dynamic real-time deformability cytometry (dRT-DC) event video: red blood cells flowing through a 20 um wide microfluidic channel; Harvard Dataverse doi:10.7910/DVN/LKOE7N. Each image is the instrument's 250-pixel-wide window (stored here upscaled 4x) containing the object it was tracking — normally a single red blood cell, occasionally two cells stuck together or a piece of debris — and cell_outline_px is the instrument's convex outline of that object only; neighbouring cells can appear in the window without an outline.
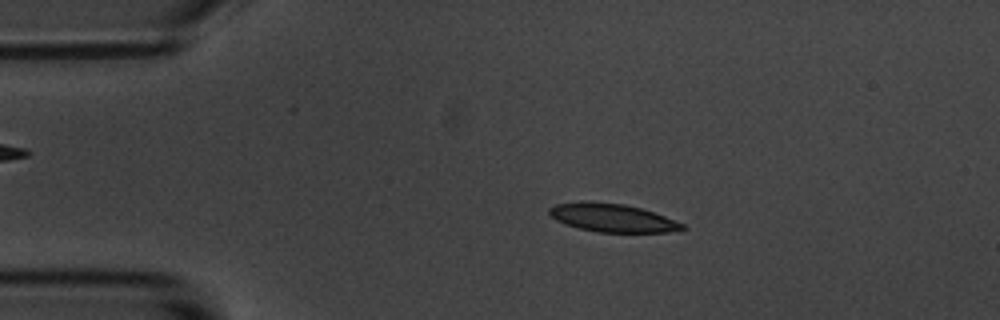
{"species": "common noctule bat (a hibernating species)", "species_latin": "Nyctalus noctula", "temperature_condition": "room temperature", "stored_images_in_passage": 8, "camera_frame_rate_fps": 3000, "um_per_image_px": 0.085, "animal": {"sex": "male", "body_mass_g": 20.1, "forearm_length_mm": 53.5}, "frame": {"image": 1, "passage_image": 2, "time_ms": 1.333, "image_size_px": [1000, 320], "cell_outline_px": [[688, 228], [668, 232], [596, 232], [564, 224], [556, 220], [548, 212], [548, 208], [556, 204], [624, 204], [640, 208], [664, 216], [684, 224]], "centroid_in_image_um": [52.11, 18.56], "position_along_channel_um": 32.9, "area_um2": 20.92}}
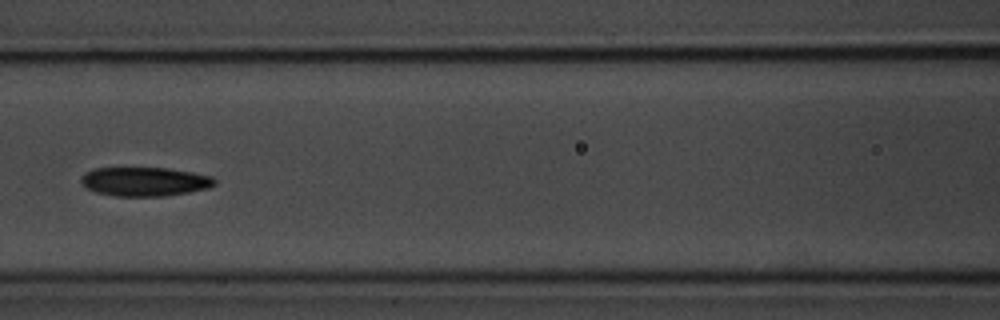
{"frame": {"image": 2, "passage_image": 6, "time_ms": 6.0, "image_size_px": [1000, 320], "cell_outline_px": [[216, 184], [208, 188], [188, 192], [164, 196], [116, 196], [96, 192], [80, 184], [80, 180], [88, 172], [96, 168], [168, 168], [192, 172], [212, 176], [216, 180]], "centroid_in_image_um": [12.33, 15.43], "position_along_channel_um": 154.3, "area_um2": 22.43}}
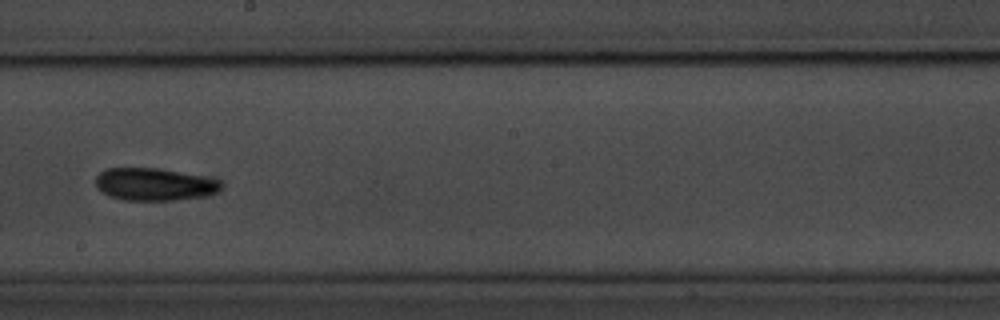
{"frame": {"image": 3, "passage_image": 8, "time_ms": 8.333, "image_size_px": [1000, 320], "cell_outline_px": [[224, 184], [216, 192], [204, 196], [176, 200], [124, 200], [108, 196], [96, 188], [96, 176], [100, 172], [108, 168], [160, 168], [220, 180]], "centroid_in_image_um": [13.09, 15.67], "position_along_channel_um": 235.1, "area_um2": 23.76}}